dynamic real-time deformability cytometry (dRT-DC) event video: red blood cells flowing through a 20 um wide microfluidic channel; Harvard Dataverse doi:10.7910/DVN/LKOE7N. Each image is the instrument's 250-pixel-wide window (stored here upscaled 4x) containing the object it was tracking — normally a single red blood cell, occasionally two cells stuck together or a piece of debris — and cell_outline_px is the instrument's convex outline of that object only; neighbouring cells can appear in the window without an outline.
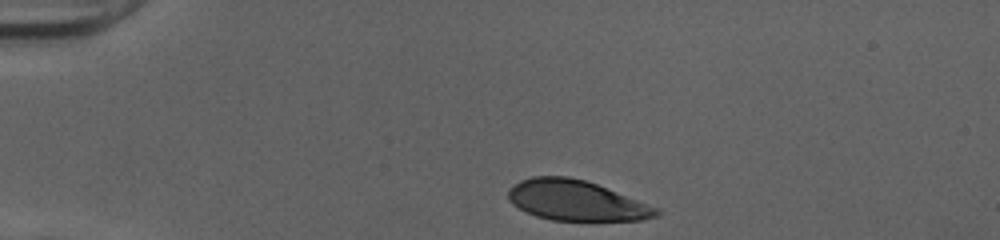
{"species": "human", "species_latin": "Homo sapiens", "temperature_condition": "cold", "stored_images_in_passage": 32, "camera_frame_rate_fps": 3000, "um_per_image_px": 0.085, "donor": {"sex": "female"}, "frame": {"image": 1, "passage_image": 1, "time_ms": 0.0, "image_size_px": [1000, 240], "cell_outline_px": [[660, 212], [656, 216], [640, 220], [552, 220], [536, 216], [512, 204], [508, 200], [508, 188], [520, 180], [532, 176], [568, 176], [584, 180], [596, 184], [660, 208]], "centroid_in_image_um": [48.95, 17.03], "position_along_channel_um": 36.0, "area_um2": 34.56}}
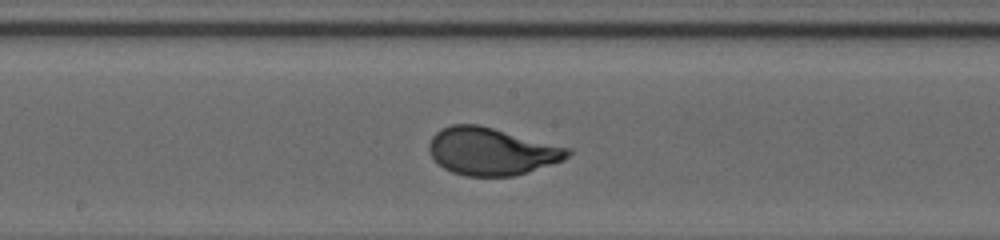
{"frame": {"image": 2, "passage_image": 18, "time_ms": 5.667, "image_size_px": [1000, 240], "cell_outline_px": [[572, 152], [564, 160], [528, 172], [512, 176], [468, 176], [452, 172], [444, 168], [432, 156], [428, 148], [428, 144], [432, 136], [440, 128], [452, 124], [476, 124], [572, 148]], "centroid_in_image_um": [41.79, 12.86], "position_along_channel_um": 206.4, "area_um2": 38.21}}
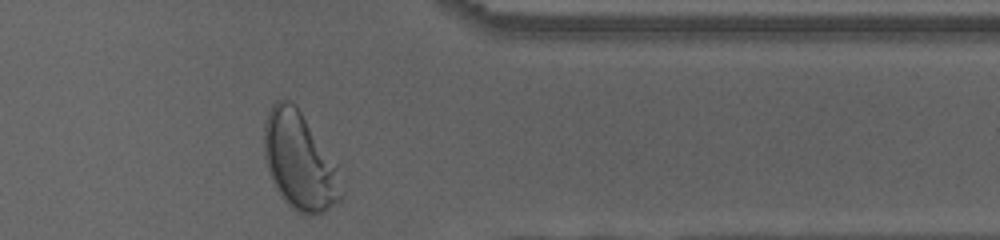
{"frame": {"image": 3, "passage_image": 32, "time_ms": 10.333, "image_size_px": [1000, 240], "cell_outline_px": [[344, 196], [340, 200], [324, 212], [308, 216], [296, 212], [288, 204], [276, 188], [268, 172], [264, 156], [264, 124], [268, 112], [272, 104], [276, 100], [288, 100], [300, 112], [336, 164]], "centroid_in_image_um": [25.45, 13.74], "position_along_channel_um": 386.0, "area_um2": 43.35}, "authors_computed_cell_mechanics": {"area_um2": 37.6856, "velocity_mm_per_s": 4.0043, "shape_relaxation_time_tau1_ms": 2.4571, "shape_relaxation_time_tau2_ms": null, "deformation_change_tau1": 0.1774, "deformation_change_tau2": null}}